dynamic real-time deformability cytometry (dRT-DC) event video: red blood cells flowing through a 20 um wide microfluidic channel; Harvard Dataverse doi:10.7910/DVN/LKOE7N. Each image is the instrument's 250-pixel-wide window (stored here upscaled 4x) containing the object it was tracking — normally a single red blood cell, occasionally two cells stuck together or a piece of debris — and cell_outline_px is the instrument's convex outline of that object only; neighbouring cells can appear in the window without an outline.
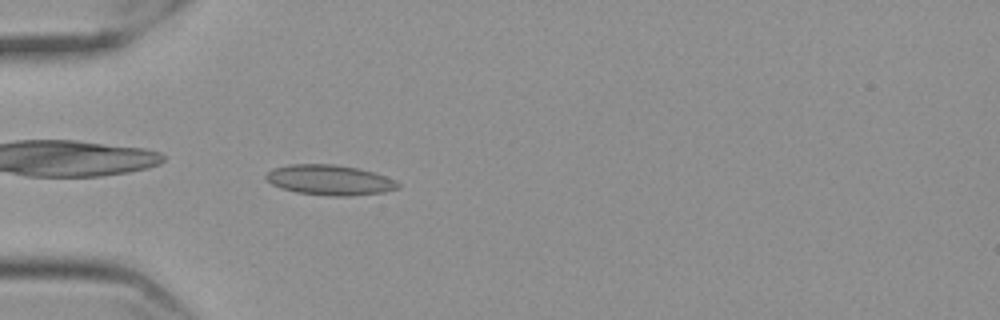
{"species": "Egyptian fruit bat (a non-hibernating species)", "species_latin": "Rousettus aegyptiacus", "temperature_condition": "cold", "stored_images_in_passage": 57, "camera_frame_rate_fps": 3000, "um_per_image_px": 0.085, "frame": {"image": 1, "passage_image": 17, "time_ms": 5.333, "image_size_px": [1000, 320], "cell_outline_px": [[400, 188], [384, 192], [352, 196], [328, 196], [296, 192], [280, 188], [272, 184], [264, 176], [272, 168], [288, 164], [336, 164], [356, 168], [372, 172], [396, 180], [400, 184]], "centroid_in_image_um": [28.01, 15.3], "position_along_channel_um": 57.0, "area_um2": 23.35}}
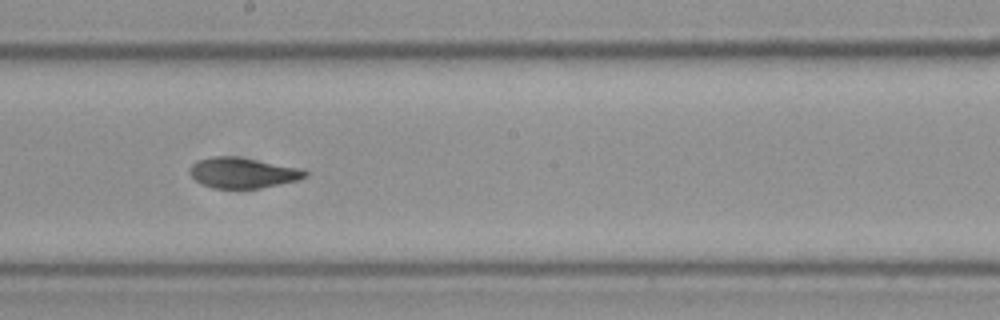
{"frame": {"image": 2, "passage_image": 32, "time_ms": 10.333, "image_size_px": [1000, 320], "cell_outline_px": [[308, 176], [296, 180], [280, 184], [260, 188], [212, 188], [200, 184], [188, 172], [188, 168], [196, 160], [212, 156], [236, 156], [304, 168], [308, 172]], "centroid_in_image_um": [20.62, 14.68], "position_along_channel_um": 227.6, "area_um2": 20.81}}
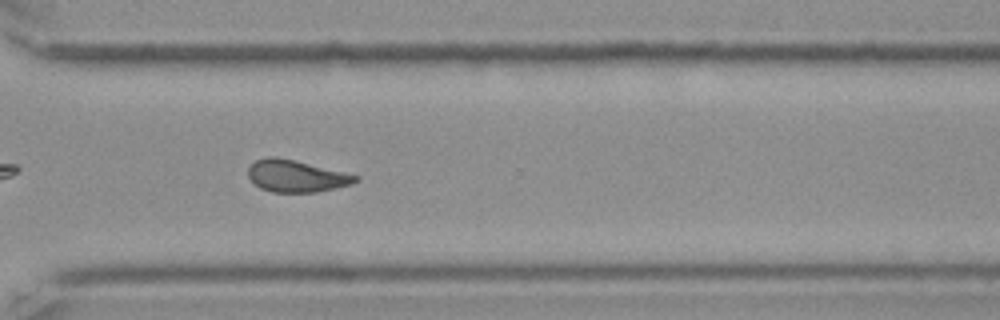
{"frame": {"image": 3, "passage_image": 42, "time_ms": 13.667, "image_size_px": [1000, 320], "cell_outline_px": [[360, 180], [352, 184], [316, 192], [272, 192], [260, 188], [248, 176], [248, 168], [256, 160], [268, 156], [276, 156], [360, 176]], "centroid_in_image_um": [25.18, 14.97], "position_along_channel_um": 345.4, "area_um2": 19.77}, "authors_computed_cell_mechanics": {"area_um2": 20.5768, "velocity_mm_per_s": 3.5437, "shape_relaxation_time_tau1_ms": null, "shape_relaxation_time_tau2_ms": 3.6895, "deformation_change_tau1": null, "deformation_change_tau2": 0.0768}}